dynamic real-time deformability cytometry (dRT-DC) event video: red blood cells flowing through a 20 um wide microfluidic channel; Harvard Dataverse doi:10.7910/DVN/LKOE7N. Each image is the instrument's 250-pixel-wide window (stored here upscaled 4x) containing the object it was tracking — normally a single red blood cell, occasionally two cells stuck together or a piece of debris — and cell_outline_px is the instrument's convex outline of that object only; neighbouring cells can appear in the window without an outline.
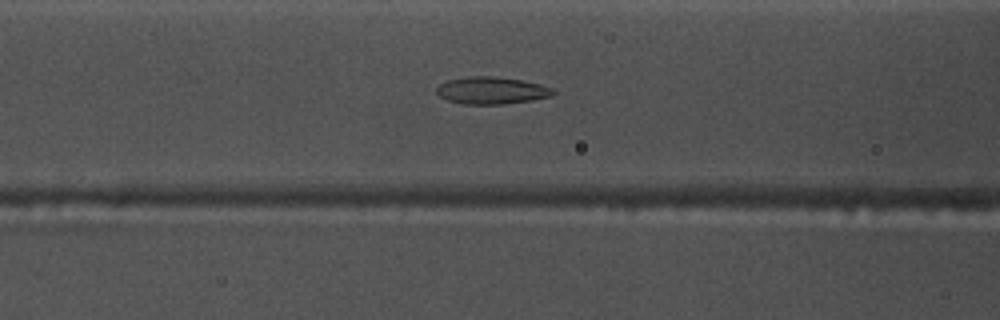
{"species": "common noctule bat (a hibernating species)", "species_latin": "Nyctalus noctula", "temperature_condition": "warm", "stored_images_in_passage": 42, "camera_frame_rate_fps": 3000, "um_per_image_px": 0.085, "animal": {"sex": "male", "body_mass_g": 17.5, "forearm_length_mm": 52.3}, "frame": {"image": 1, "passage_image": 20, "time_ms": 6.333, "image_size_px": [1000, 320], "cell_outline_px": [[556, 92], [552, 96], [532, 100], [504, 104], [464, 104], [448, 100], [440, 96], [436, 92], [436, 88], [440, 84], [448, 80], [468, 76], [492, 76], [520, 80], [540, 84], [552, 88]], "centroid_in_image_um": [41.79, 7.69], "position_along_channel_um": 124.8, "area_um2": 18.38}}
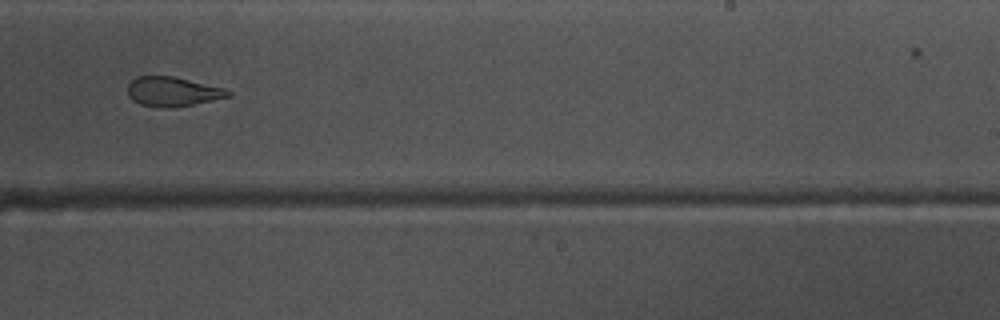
{"frame": {"image": 2, "passage_image": 32, "time_ms": 10.333, "image_size_px": [1000, 320], "cell_outline_px": [[232, 96], [172, 108], [156, 108], [140, 104], [132, 100], [128, 96], [128, 84], [136, 76], [172, 76], [224, 88], [232, 92]], "centroid_in_image_um": [14.65, 7.8], "position_along_channel_um": 274.4, "area_um2": 17.28}}
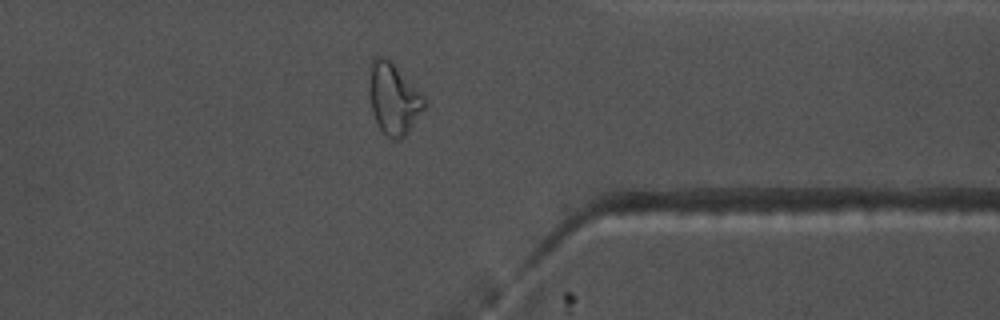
{"frame": {"image": 3, "passage_image": 41, "time_ms": 13.333, "image_size_px": [1000, 320], "cell_outline_px": [[424, 108], [404, 136], [400, 140], [392, 140], [380, 128], [372, 112], [368, 92], [368, 80], [372, 60], [376, 56], [384, 56], [392, 60], [424, 96]], "centroid_in_image_um": [33.42, 8.34], "position_along_channel_um": 378.0, "area_um2": 22.89}}